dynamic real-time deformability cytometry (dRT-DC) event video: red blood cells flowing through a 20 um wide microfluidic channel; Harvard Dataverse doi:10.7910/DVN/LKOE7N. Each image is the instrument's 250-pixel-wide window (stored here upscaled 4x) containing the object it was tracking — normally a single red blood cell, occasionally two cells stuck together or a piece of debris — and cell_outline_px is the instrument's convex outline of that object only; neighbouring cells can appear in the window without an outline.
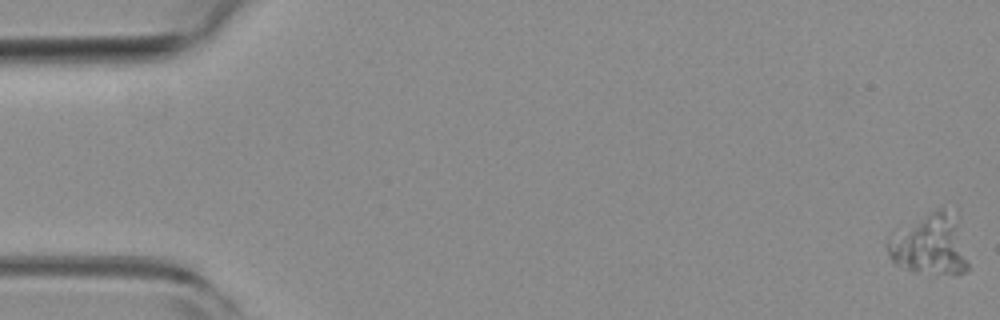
{"species": "common noctule bat (a hibernating species)", "species_latin": "Nyctalus noctula", "temperature_condition": "room temperature", "stored_images_in_passage": 57, "camera_frame_rate_fps": 3000, "um_per_image_px": 0.085, "animal": {"sex": "female", "body_mass_g": 19.3, "forearm_length_mm": 54.1}, "frame": {"image": 1, "passage_image": 1, "time_ms": 0.0, "image_size_px": [1000, 320], "cell_outline_px": [[968, 268], [964, 272], [952, 276], [904, 268], [896, 264], [892, 260], [888, 252], [888, 240], [892, 232], [896, 228], [928, 212], [940, 208], [948, 208], [956, 224], [968, 264]], "centroid_in_image_um": [78.99, 20.79], "position_along_channel_um": 6.0, "area_um2": 28.03}}
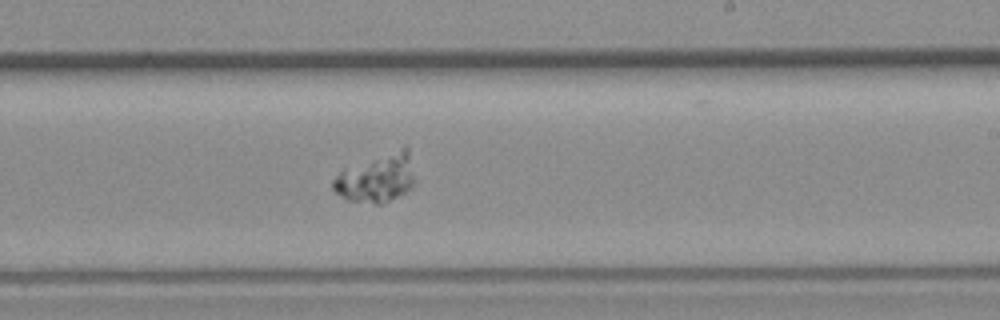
{"frame": {"image": 2, "passage_image": 34, "time_ms": 11.0, "image_size_px": [1000, 320], "cell_outline_px": [[412, 188], [380, 204], [376, 204], [348, 200], [340, 196], [332, 188], [332, 180], [344, 168], [404, 144], [408, 148], [412, 176]], "centroid_in_image_um": [31.97, 15.09], "position_along_channel_um": 257.0, "area_um2": 23.0}}
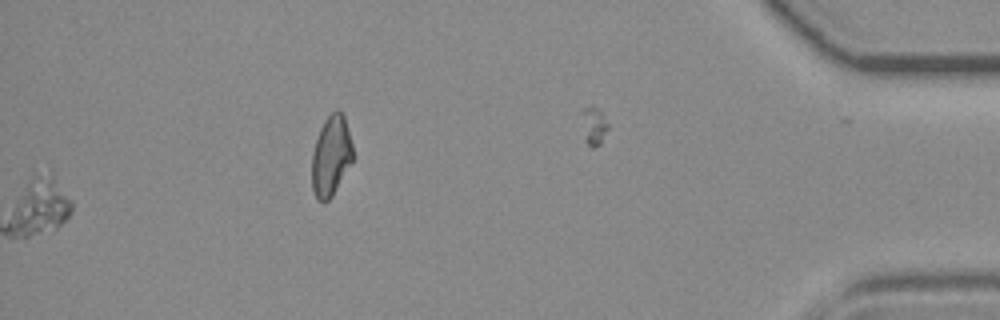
{"frame": {"image": 3, "passage_image": 57, "time_ms": 18.667, "image_size_px": [1000, 320], "cell_outline_px": [[352, 160], [332, 196], [324, 204], [316, 200], [312, 188], [312, 152], [320, 128], [324, 120], [336, 108], [340, 108], [344, 116], [352, 144]], "centroid_in_image_um": [28.11, 13.25], "position_along_channel_um": 407.1, "area_um2": 19.13}}